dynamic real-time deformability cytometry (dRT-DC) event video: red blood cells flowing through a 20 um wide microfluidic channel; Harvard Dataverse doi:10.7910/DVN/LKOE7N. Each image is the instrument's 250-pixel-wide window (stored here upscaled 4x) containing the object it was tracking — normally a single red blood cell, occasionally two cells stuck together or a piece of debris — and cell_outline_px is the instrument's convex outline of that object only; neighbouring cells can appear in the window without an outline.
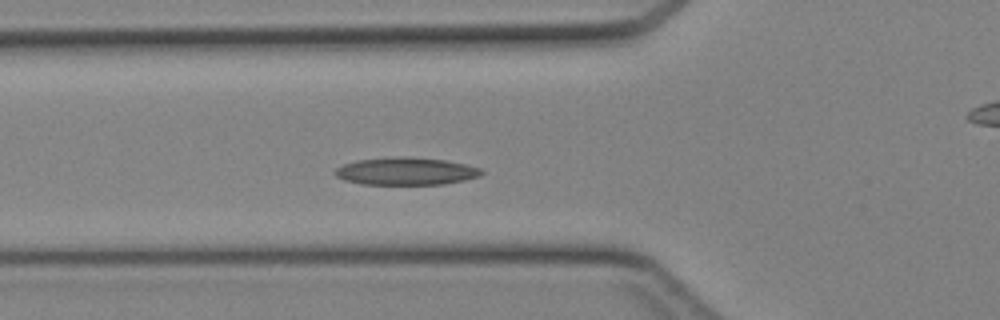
{"species": "Egyptian fruit bat (a non-hibernating species)", "species_latin": "Rousettus aegyptiacus", "temperature_condition": "cold", "stored_images_in_passage": 31, "camera_frame_rate_fps": 3000, "um_per_image_px": 0.085, "animal": {"sex": "female"}, "frame": {"image": 1, "passage_image": 2, "time_ms": 0.333, "image_size_px": [1000, 320], "cell_outline_px": [[484, 172], [480, 176], [464, 180], [444, 184], [360, 184], [344, 180], [336, 176], [332, 172], [336, 168], [344, 164], [356, 160], [388, 156], [408, 156], [444, 160], [464, 164], [480, 168]], "centroid_in_image_um": [34.46, 14.54], "position_along_channel_um": 91.3, "area_um2": 23.7}}
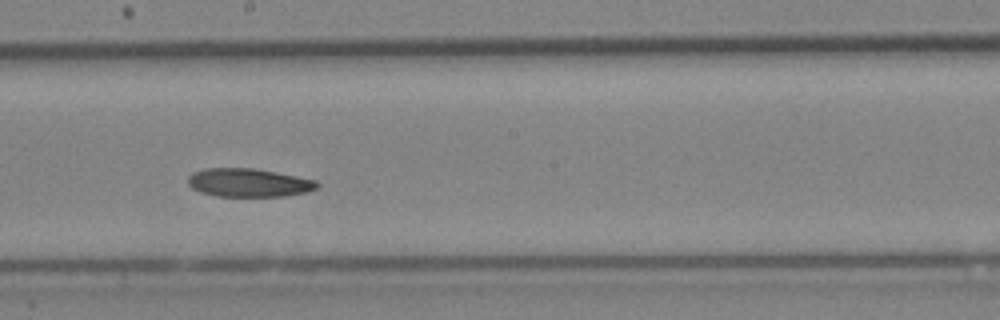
{"frame": {"image": 2, "passage_image": 11, "time_ms": 3.333, "image_size_px": [1000, 320], "cell_outline_px": [[320, 184], [316, 188], [308, 192], [284, 196], [216, 196], [200, 192], [192, 188], [188, 184], [188, 176], [192, 172], [204, 168], [252, 168], [276, 172], [316, 180]], "centroid_in_image_um": [21.12, 15.52], "position_along_channel_um": 227.1, "area_um2": 21.44}}
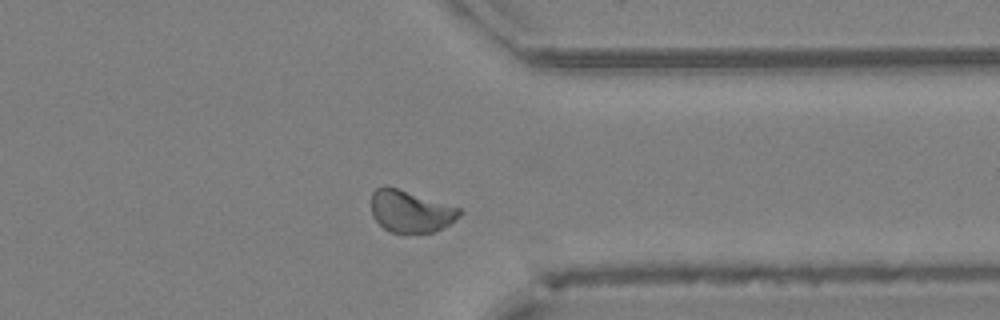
{"frame": {"image": 3, "passage_image": 21, "time_ms": 6.667, "image_size_px": [1000, 320], "cell_outline_px": [[464, 212], [460, 216], [448, 224], [432, 232], [392, 232], [384, 228], [372, 216], [372, 192], [376, 188], [396, 188], [460, 208]], "centroid_in_image_um": [34.9, 17.97], "position_along_channel_um": 376.5, "area_um2": 20.92}}